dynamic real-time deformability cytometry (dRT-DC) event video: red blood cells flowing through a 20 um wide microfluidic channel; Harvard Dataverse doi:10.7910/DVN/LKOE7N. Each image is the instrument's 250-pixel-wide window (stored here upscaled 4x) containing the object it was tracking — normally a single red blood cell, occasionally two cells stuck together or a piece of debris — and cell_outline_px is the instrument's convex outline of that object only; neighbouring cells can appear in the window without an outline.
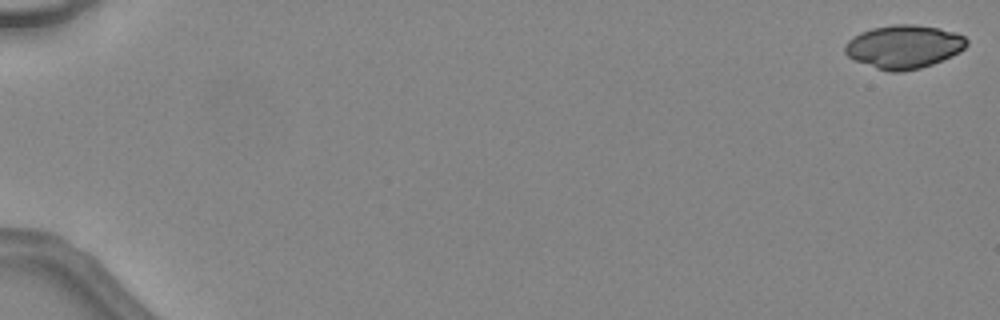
{"species": "common noctule bat (a hibernating species)", "species_latin": "Nyctalus noctula", "temperature_condition": "warm", "stored_images_in_passage": 47, "camera_frame_rate_fps": 3000, "um_per_image_px": 0.085, "animal": {"sex": "female", "body_mass_g": 24.6, "forearm_length_mm": 56.2}, "frame": {"image": 1, "passage_image": 1, "time_ms": 0.0, "image_size_px": [1000, 320], "cell_outline_px": [[968, 44], [960, 52], [952, 56], [932, 64], [920, 68], [900, 72], [888, 72], [876, 68], [856, 60], [848, 56], [844, 52], [844, 44], [848, 40], [860, 32], [872, 28], [892, 24], [912, 24], [940, 28], [956, 32], [964, 36], [968, 40]], "centroid_in_image_um": [76.84, 3.96], "position_along_channel_um": 8.2, "area_um2": 30.92}}
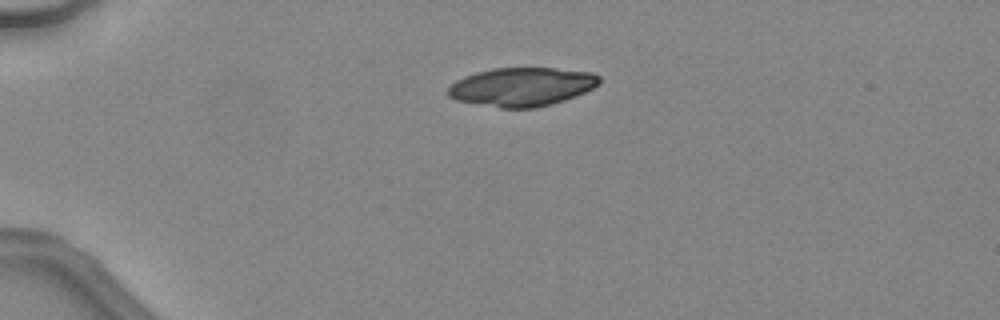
{"frame": {"image": 2, "passage_image": 13, "time_ms": 4.0, "image_size_px": [1000, 320], "cell_outline_px": [[600, 84], [576, 96], [552, 104], [536, 108], [500, 108], [456, 100], [448, 96], [448, 88], [456, 80], [464, 76], [476, 72], [492, 68], [556, 68], [592, 72], [600, 76]], "centroid_in_image_um": [44.37, 7.38], "position_along_channel_um": 40.6, "area_um2": 34.22}}